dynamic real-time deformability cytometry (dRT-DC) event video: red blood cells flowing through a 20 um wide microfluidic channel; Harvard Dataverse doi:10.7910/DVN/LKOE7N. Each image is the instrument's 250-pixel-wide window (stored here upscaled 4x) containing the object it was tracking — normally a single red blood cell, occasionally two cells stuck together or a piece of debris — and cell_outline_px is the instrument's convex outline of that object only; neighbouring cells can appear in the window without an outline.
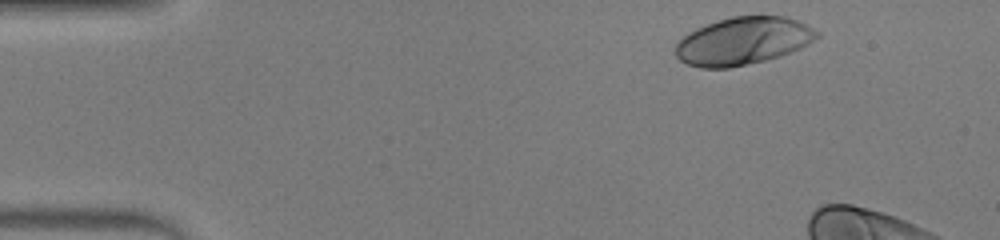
{"species": "human", "species_latin": "Homo sapiens", "temperature_condition": "warm", "stored_images_in_passage": 9, "camera_frame_rate_fps": 3000, "um_per_image_px": 0.085, "donor": {"sex": "male"}, "frame": {"image": 1, "passage_image": 2, "time_ms": 0.333, "image_size_px": [1000, 240], "cell_outline_px": [[820, 36], [808, 44], [800, 48], [780, 56], [764, 60], [728, 68], [700, 68], [688, 64], [680, 60], [676, 56], [676, 44], [688, 32], [696, 28], [732, 16], [784, 16], [808, 24], [820, 32]], "centroid_in_image_um": [63.18, 3.48], "position_along_channel_um": 21.8, "area_um2": 39.07}}